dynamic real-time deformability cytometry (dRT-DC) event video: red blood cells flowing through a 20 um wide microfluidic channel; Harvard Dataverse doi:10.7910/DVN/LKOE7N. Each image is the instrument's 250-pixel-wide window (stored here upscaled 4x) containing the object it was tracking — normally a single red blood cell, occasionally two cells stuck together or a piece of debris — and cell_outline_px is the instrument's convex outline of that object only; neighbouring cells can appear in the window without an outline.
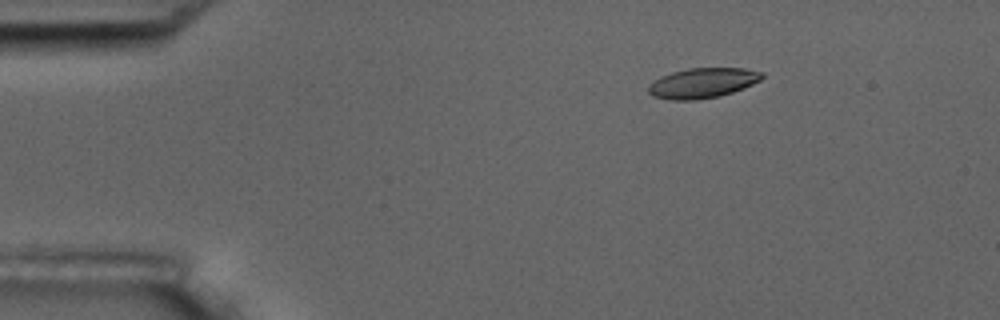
{"species": "common noctule bat (a hibernating species)", "species_latin": "Nyctalus noctula", "temperature_condition": "room temperature", "stored_images_in_passage": 5, "camera_frame_rate_fps": 3000, "um_per_image_px": 0.085, "animal": {"sex": "male", "body_mass_g": 17.5, "forearm_length_mm": 52.3}, "frame": {"image": 1, "passage_image": 2, "time_ms": 1.333, "image_size_px": [1000, 320], "cell_outline_px": [[764, 76], [760, 80], [744, 88], [720, 96], [696, 100], [672, 100], [652, 96], [648, 92], [648, 88], [660, 76], [672, 72], [688, 68], [744, 68], [764, 72]], "centroid_in_image_um": [59.74, 7.05], "position_along_channel_um": 25.3, "area_um2": 19.88}}
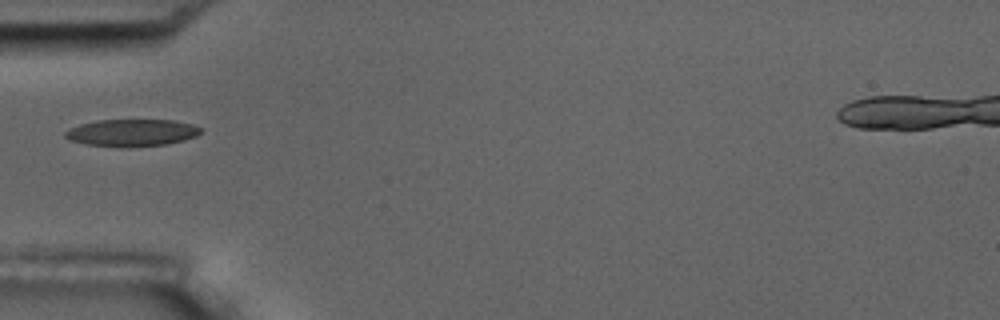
{"frame": {"image": 2, "passage_image": 4, "time_ms": 4.667, "image_size_px": [1000, 320], "cell_outline_px": [[200, 132], [196, 136], [184, 140], [168, 144], [84, 144], [68, 140], [64, 136], [64, 132], [68, 128], [80, 124], [96, 120], [172, 120], [192, 124], [200, 128]], "centroid_in_image_um": [11.17, 11.23], "position_along_channel_um": 73.8, "area_um2": 20.46}}